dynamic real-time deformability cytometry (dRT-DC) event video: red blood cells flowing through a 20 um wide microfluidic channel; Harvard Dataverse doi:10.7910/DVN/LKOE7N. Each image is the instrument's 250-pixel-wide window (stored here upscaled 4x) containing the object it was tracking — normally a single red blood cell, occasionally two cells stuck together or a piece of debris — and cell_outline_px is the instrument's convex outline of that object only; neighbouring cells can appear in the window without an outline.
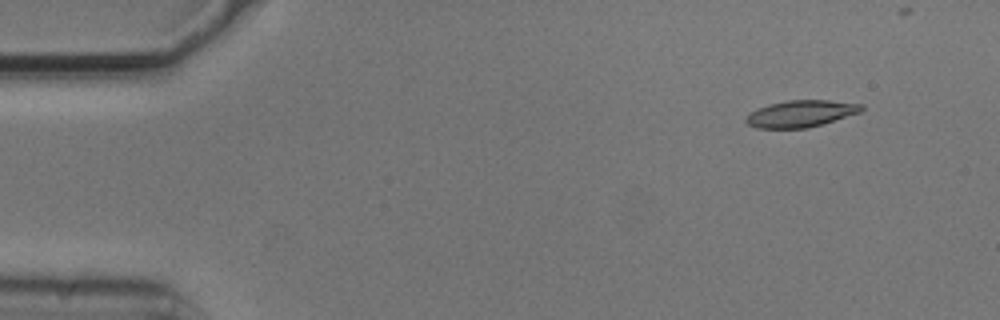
{"species": "common noctule bat (a hibernating species)", "species_latin": "Nyctalus noctula", "temperature_condition": "cold", "stored_images_in_passage": 6, "camera_frame_rate_fps": 3000, "um_per_image_px": 0.085, "animal": {"sex": "male", "body_mass_g": 20.5, "forearm_length_mm": 52.5}, "frame": {"image": 1, "passage_image": 2, "time_ms": 0.333, "image_size_px": [1000, 320], "cell_outline_px": [[864, 108], [860, 112], [808, 128], [756, 128], [748, 124], [744, 120], [752, 112], [768, 104], [788, 100], [828, 100], [864, 104]], "centroid_in_image_um": [68.09, 9.65], "position_along_channel_um": 16.9, "area_um2": 17.8}}
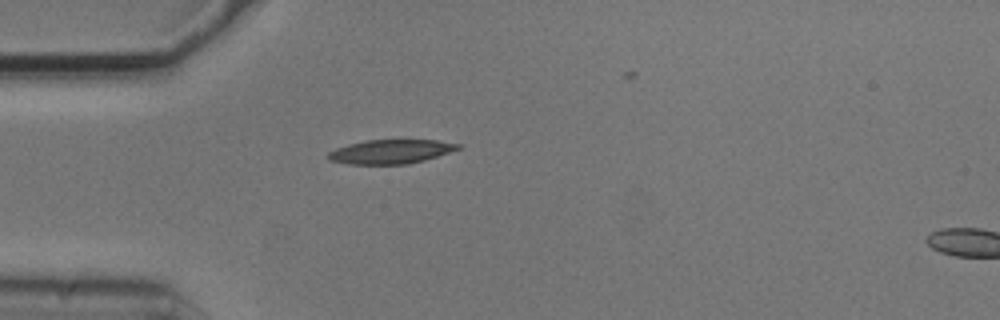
{"frame": {"image": 2, "passage_image": 5, "time_ms": 1.333, "image_size_px": [1000, 320], "cell_outline_px": [[460, 148], [424, 160], [408, 164], [348, 164], [328, 160], [324, 156], [328, 152], [336, 148], [348, 144], [364, 140], [436, 140], [460, 144]], "centroid_in_image_um": [33.13, 12.89], "position_along_channel_um": 51.9, "area_um2": 18.21}}